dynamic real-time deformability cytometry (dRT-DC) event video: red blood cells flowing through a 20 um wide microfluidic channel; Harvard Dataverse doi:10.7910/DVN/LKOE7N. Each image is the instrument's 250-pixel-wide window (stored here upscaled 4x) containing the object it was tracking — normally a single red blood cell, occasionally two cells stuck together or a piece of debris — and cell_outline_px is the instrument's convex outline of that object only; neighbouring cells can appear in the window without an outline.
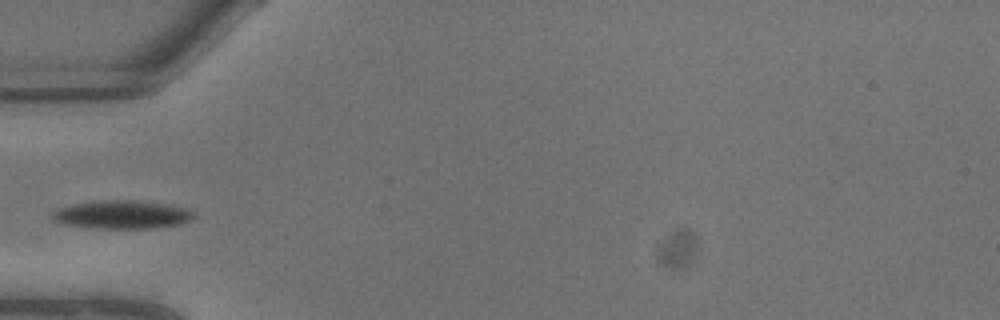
{"species": "common noctule bat (a hibernating species)", "species_latin": "Nyctalus noctula", "temperature_condition": "warm", "stored_images_in_passage": 9, "camera_frame_rate_fps": 3000, "um_per_image_px": 0.085, "animal": {"sex": "male", "body_mass_g": 13.3}, "frame": {"image": 1, "passage_image": 7, "time_ms": 2.0, "image_size_px": [1000, 320], "cell_outline_px": [[196, 216], [192, 220], [180, 224], [148, 228], [96, 228], [64, 224], [52, 220], [48, 216], [52, 212], [60, 208], [72, 204], [100, 200], [136, 200], [168, 204], [184, 208], [196, 212]], "centroid_in_image_um": [10.37, 18.23], "position_along_channel_um": 74.6, "area_um2": 23.47}}
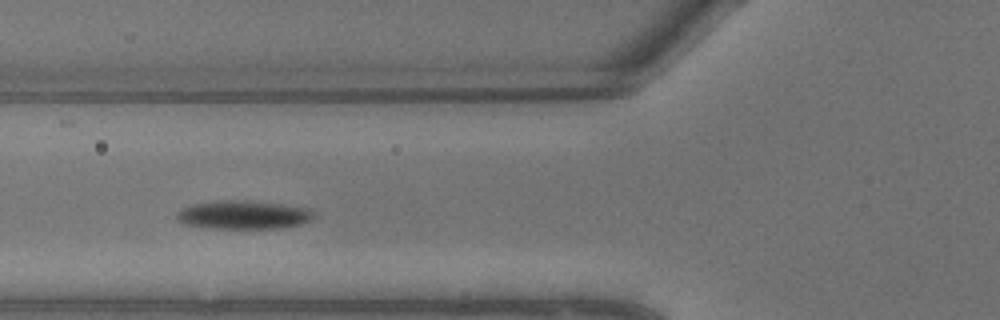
{"frame": {"image": 2, "passage_image": 8, "time_ms": 2.333, "image_size_px": [1000, 320], "cell_outline_px": [[312, 216], [308, 220], [300, 224], [280, 228], [204, 228], [184, 224], [176, 220], [176, 212], [180, 208], [192, 204], [216, 200], [252, 200], [284, 204], [308, 208], [312, 212]], "centroid_in_image_um": [20.59, 18.25], "position_along_channel_um": 105.2, "area_um2": 23.0}}